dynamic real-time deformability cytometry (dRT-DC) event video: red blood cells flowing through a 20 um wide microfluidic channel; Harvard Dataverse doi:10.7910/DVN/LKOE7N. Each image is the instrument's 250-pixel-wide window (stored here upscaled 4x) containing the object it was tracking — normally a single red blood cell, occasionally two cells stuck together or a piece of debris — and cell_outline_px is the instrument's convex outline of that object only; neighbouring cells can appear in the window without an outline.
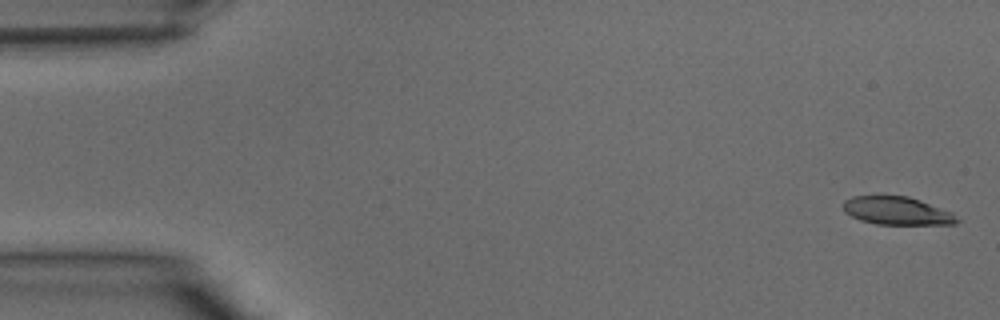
{"species": "common noctule bat (a hibernating species)", "species_latin": "Nyctalus noctula", "temperature_condition": "warm", "stored_images_in_passage": 39, "camera_frame_rate_fps": 3000, "um_per_image_px": 0.085, "animal": {"sex": "male", "body_mass_g": 15.6}, "frame": {"image": 1, "passage_image": 1, "time_ms": 0.0, "image_size_px": [1000, 320], "cell_outline_px": [[960, 220], [956, 224], [876, 224], [860, 220], [844, 212], [844, 200], [852, 196], [876, 192], [908, 196], [920, 200], [952, 212]], "centroid_in_image_um": [76.18, 17.86], "position_along_channel_um": 8.8, "area_um2": 19.31}}
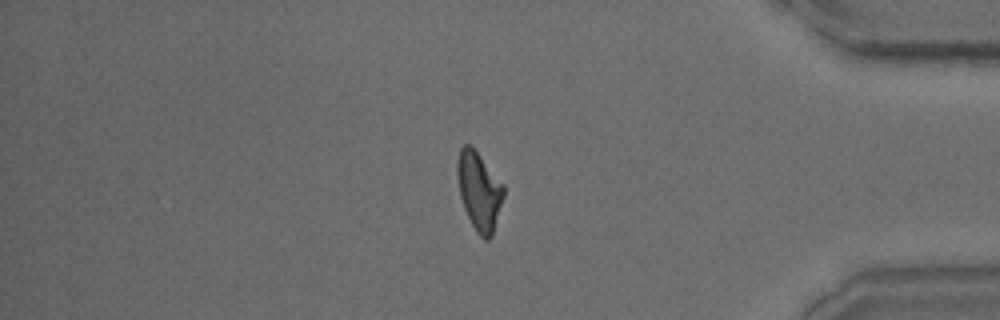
{"frame": {"image": 2, "passage_image": 33, "time_ms": 10.667, "image_size_px": [1000, 320], "cell_outline_px": [[504, 196], [492, 236], [488, 240], [484, 240], [476, 232], [464, 208], [460, 196], [456, 176], [456, 164], [460, 148], [464, 144], [472, 144], [504, 184]], "centroid_in_image_um": [40.72, 16.19], "position_along_channel_um": 394.5, "area_um2": 21.5}}
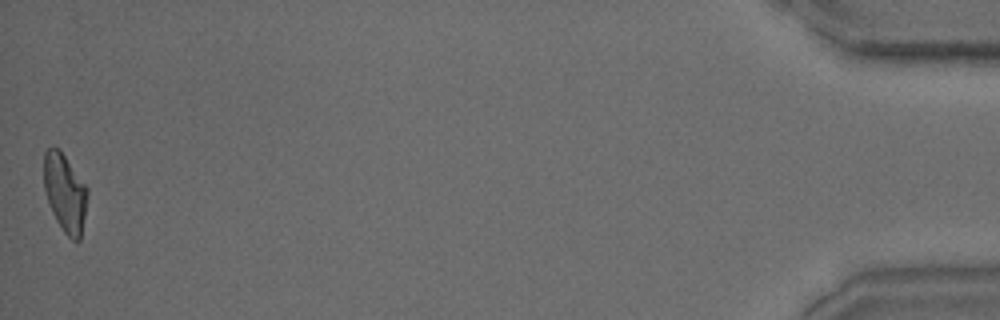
{"frame": {"image": 3, "passage_image": 39, "time_ms": 12.667, "image_size_px": [1000, 320], "cell_outline_px": [[88, 192], [80, 240], [72, 240], [64, 232], [56, 220], [52, 212], [44, 188], [44, 152], [48, 148], [60, 148], [88, 188]], "centroid_in_image_um": [5.52, 16.36], "position_along_channel_um": 429.7, "area_um2": 19.71}}